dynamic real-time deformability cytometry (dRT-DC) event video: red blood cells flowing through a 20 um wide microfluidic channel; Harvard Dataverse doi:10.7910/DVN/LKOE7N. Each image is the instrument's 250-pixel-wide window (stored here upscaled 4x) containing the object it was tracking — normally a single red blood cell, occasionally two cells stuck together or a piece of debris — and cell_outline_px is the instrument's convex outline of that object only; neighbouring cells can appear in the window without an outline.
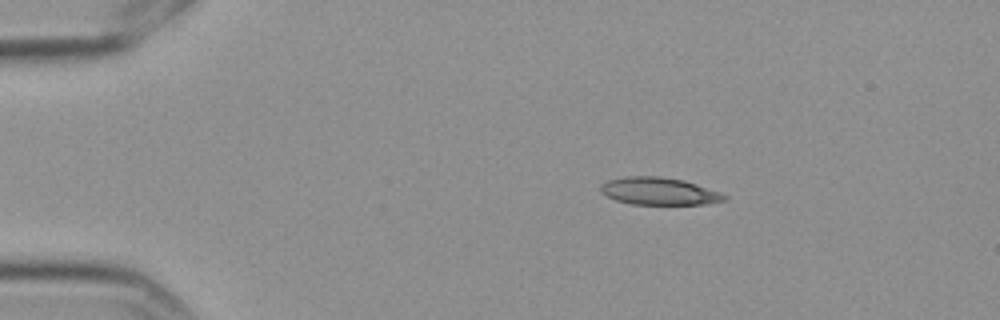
{"species": "Egyptian fruit bat (a non-hibernating species)", "species_latin": "Rousettus aegyptiacus", "temperature_condition": "cold", "stored_images_in_passage": 4, "camera_frame_rate_fps": 3000, "um_per_image_px": 0.085, "frame": {"image": 1, "passage_image": 2, "time_ms": 0.333, "image_size_px": [1000, 320], "cell_outline_px": [[728, 200], [708, 204], [632, 204], [616, 200], [600, 192], [600, 188], [608, 180], [624, 176], [660, 176], [684, 180], [720, 192], [728, 196]], "centroid_in_image_um": [56.06, 16.25], "position_along_channel_um": 28.9, "area_um2": 19.77}}